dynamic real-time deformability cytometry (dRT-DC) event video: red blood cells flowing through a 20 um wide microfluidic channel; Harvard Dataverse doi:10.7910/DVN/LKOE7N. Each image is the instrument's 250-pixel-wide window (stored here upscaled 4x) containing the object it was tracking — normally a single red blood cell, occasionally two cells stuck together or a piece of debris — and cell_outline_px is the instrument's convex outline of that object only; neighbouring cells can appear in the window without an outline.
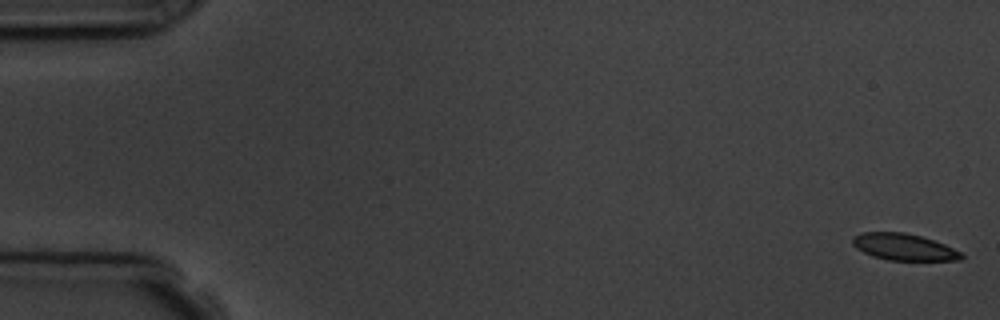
{"species": "common noctule bat (a hibernating species)", "species_latin": "Nyctalus noctula", "temperature_condition": "room temperature", "stored_images_in_passage": 5, "camera_frame_rate_fps": 3000, "um_per_image_px": 0.085, "animal": {"sex": "male", "body_mass_g": 19.5, "forearm_length_mm": 54.6}, "frame": {"image": 1, "passage_image": 1, "time_ms": 0.0, "image_size_px": [1000, 320], "cell_outline_px": [[964, 256], [960, 260], [888, 260], [872, 256], [856, 248], [852, 244], [852, 236], [860, 232], [904, 232], [920, 236], [944, 244], [960, 252]], "centroid_in_image_um": [76.77, 20.99], "position_along_channel_um": 8.2, "area_um2": 16.82}}
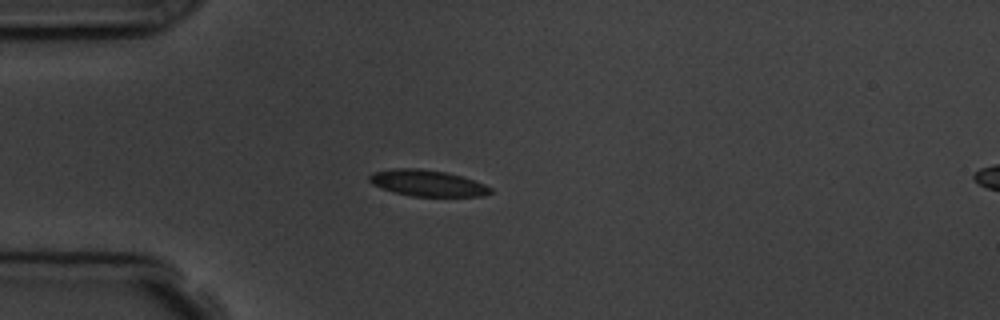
{"frame": {"image": 2, "passage_image": 5, "time_ms": 4.667, "image_size_px": [1000, 320], "cell_outline_px": [[492, 192], [484, 196], [412, 196], [396, 192], [372, 184], [368, 180], [368, 176], [372, 172], [392, 168], [420, 168], [448, 172], [484, 184], [492, 188]], "centroid_in_image_um": [36.31, 15.55], "position_along_channel_um": 48.7, "area_um2": 18.44}}